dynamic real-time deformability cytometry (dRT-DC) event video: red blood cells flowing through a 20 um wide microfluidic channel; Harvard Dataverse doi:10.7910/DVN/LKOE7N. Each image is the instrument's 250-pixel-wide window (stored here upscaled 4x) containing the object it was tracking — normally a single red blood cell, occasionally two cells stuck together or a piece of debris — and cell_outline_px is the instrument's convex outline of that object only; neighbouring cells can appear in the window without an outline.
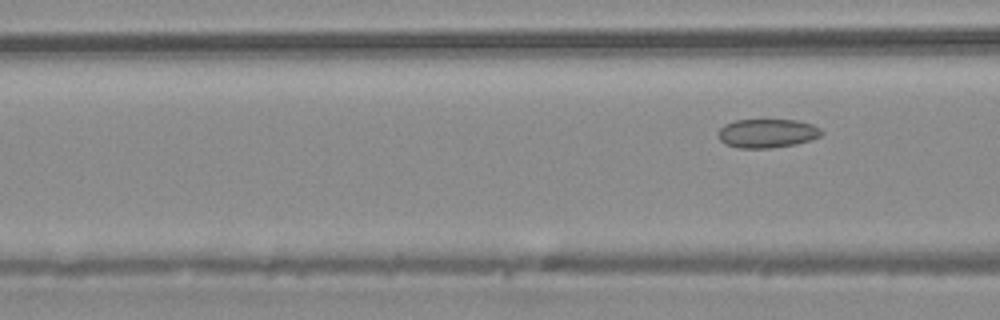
{"species": "common noctule bat (a hibernating species)", "species_latin": "Nyctalus noctula", "temperature_condition": "warm", "stored_images_in_passage": 4, "segment_of_instrument_passage": [2, 2], "camera_frame_rate_fps": 3000, "um_per_image_px": 0.085, "animal": {"sex": "male", "body_mass_g": 20.4}, "frame": {"image": 1, "passage_image": 4, "time_ms": 1.0, "image_size_px": [1000, 320], "cell_outline_px": [[824, 132], [820, 136], [812, 140], [772, 148], [740, 148], [724, 144], [720, 140], [716, 132], [724, 124], [736, 120], [796, 120], [812, 124], [820, 128]], "centroid_in_image_um": [65.19, 11.33], "position_along_channel_um": 101.4, "area_um2": 17.46}}